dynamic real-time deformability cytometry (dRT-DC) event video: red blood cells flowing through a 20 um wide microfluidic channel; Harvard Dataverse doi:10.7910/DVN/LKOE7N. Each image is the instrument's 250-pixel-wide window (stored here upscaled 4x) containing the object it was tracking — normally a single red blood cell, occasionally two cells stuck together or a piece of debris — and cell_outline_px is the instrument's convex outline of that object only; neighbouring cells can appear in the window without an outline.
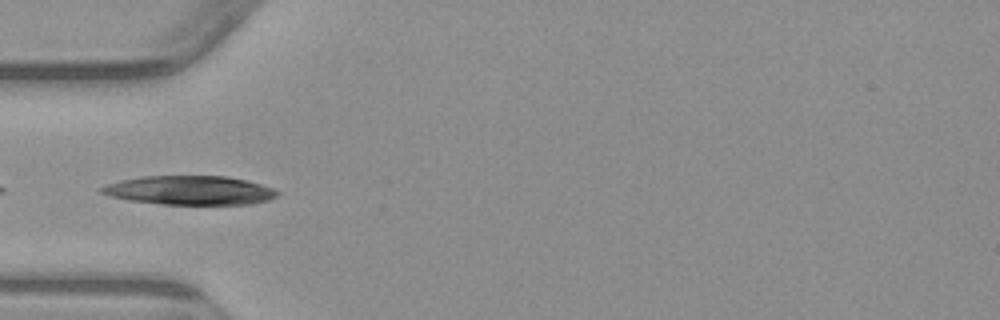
{"species": "common noctule bat (a hibernating species)", "species_latin": "Nyctalus noctula", "temperature_condition": "warm", "stored_images_in_passage": 3, "camera_frame_rate_fps": 3000, "um_per_image_px": 0.085, "animal": {"sex": "male", "body_mass_g": 23.1, "forearm_length_mm": 52.7}, "frame": {"image": 1, "passage_image": 3, "time_ms": 3.333, "image_size_px": [1000, 320], "cell_outline_px": [[280, 192], [276, 196], [268, 200], [252, 204], [160, 204], [128, 200], [112, 196], [100, 192], [100, 188], [108, 184], [120, 180], [144, 176], [228, 176], [260, 184], [272, 188]], "centroid_in_image_um": [16.14, 16.17], "position_along_channel_um": 68.9, "area_um2": 29.48}}